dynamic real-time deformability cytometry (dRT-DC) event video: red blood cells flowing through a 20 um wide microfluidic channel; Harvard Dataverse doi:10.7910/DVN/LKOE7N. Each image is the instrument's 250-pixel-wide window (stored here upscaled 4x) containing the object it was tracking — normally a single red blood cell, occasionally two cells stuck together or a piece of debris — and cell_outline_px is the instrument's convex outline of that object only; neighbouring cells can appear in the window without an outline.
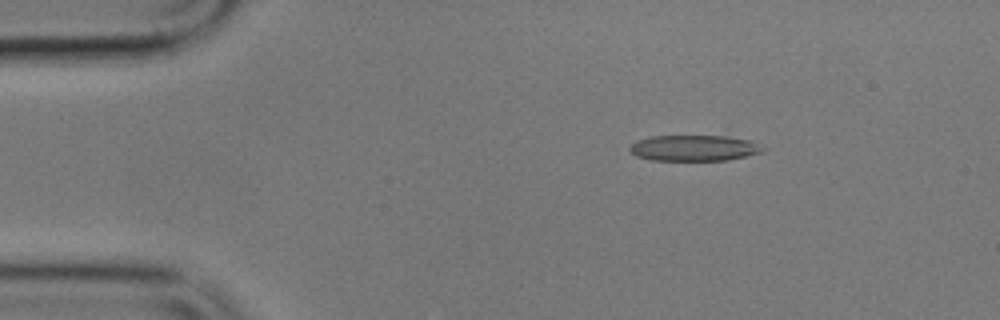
{"species": "common noctule bat (a hibernating species)", "species_latin": "Nyctalus noctula", "temperature_condition": "cold", "stored_images_in_passage": 5, "camera_frame_rate_fps": 3000, "um_per_image_px": 0.085, "animal": {"sex": "male", "body_mass_g": 17.9}, "frame": {"image": 1, "passage_image": 3, "time_ms": 2.333, "image_size_px": [1000, 320], "cell_outline_px": [[768, 148], [764, 152], [728, 160], [652, 160], [636, 156], [628, 148], [636, 140], [652, 136], [728, 136], [748, 140]], "centroid_in_image_um": [59.03, 12.58], "position_along_channel_um": 26.0, "area_um2": 20.11}}